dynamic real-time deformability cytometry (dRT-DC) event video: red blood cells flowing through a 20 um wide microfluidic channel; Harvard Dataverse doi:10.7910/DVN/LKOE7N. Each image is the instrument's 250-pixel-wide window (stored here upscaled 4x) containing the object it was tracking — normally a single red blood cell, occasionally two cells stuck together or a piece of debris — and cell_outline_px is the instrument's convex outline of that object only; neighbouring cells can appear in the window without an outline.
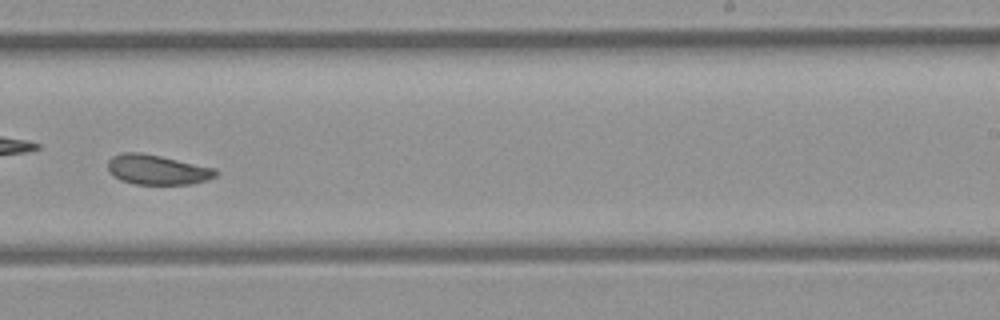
{"species": "common noctule bat (a hibernating species)", "species_latin": "Nyctalus noctula", "temperature_condition": "room temperature", "stored_images_in_passage": 41, "camera_frame_rate_fps": 3000, "um_per_image_px": 0.085, "animal": {"sex": "female", "body_mass_g": 21.9}, "frame": {"image": 1, "passage_image": 24, "time_ms": 7.667, "image_size_px": [1000, 320], "cell_outline_px": [[220, 172], [216, 176], [208, 180], [192, 184], [136, 184], [120, 180], [112, 176], [108, 172], [108, 160], [112, 156], [120, 152], [140, 152], [160, 156], [216, 168]], "centroid_in_image_um": [13.36, 14.42], "position_along_channel_um": 275.6, "area_um2": 19.02}, "authors_computed_cell_mechanics": {"area_um2": 19.8254, "velocity_mm_per_s": 4.4291, "shape_relaxation_time_tau1_ms": 10.5943, "shape_relaxation_time_tau2_ms": 4.3202, "deformation_change_tau1": 0.1445, "deformation_change_tau2": 0.0723}}